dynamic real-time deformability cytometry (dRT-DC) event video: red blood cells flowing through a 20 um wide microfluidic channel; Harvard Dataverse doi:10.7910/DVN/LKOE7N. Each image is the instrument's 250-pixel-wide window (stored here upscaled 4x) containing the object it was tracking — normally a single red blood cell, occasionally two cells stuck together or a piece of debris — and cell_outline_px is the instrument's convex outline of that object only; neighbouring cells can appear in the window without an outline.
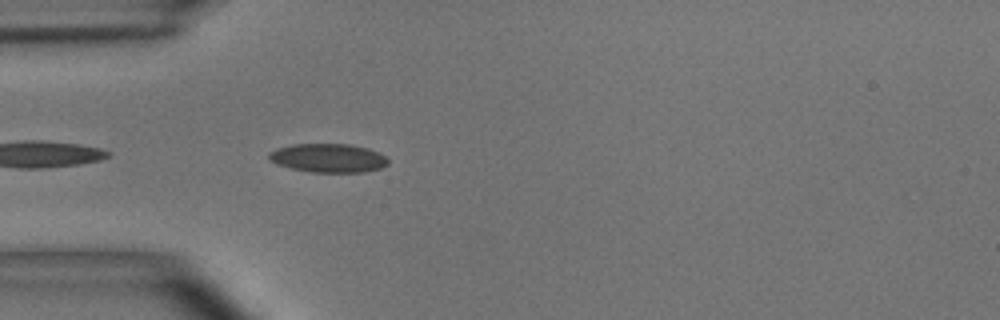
{"species": "common noctule bat (a hibernating species)", "species_latin": "Nyctalus noctula", "temperature_condition": "room temperature", "stored_images_in_passage": 7, "camera_frame_rate_fps": 3000, "um_per_image_px": 0.085, "animal": {"sex": "male", "body_mass_g": 15.6}, "frame": {"image": 1, "passage_image": 2, "time_ms": 0.333, "image_size_px": [1000, 320], "cell_outline_px": [[388, 164], [380, 168], [364, 172], [312, 172], [292, 168], [276, 164], [268, 160], [268, 152], [276, 148], [292, 144], [348, 144], [368, 148], [380, 152], [388, 160]], "centroid_in_image_um": [27.88, 13.42], "position_along_channel_um": 57.1, "area_um2": 20.06}}